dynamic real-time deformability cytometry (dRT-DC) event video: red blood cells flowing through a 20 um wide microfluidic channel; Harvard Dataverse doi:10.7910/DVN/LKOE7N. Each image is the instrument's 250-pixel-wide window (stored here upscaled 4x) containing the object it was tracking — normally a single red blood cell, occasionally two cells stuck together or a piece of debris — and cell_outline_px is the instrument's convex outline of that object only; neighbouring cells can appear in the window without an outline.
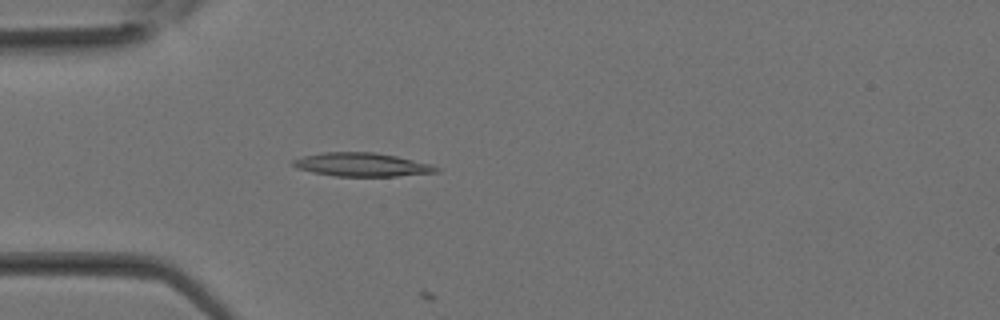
{"species": "Egyptian fruit bat (a non-hibernating species)", "species_latin": "Rousettus aegyptiacus", "temperature_condition": "room temperature", "stored_images_in_passage": 15, "camera_frame_rate_fps": 3000, "um_per_image_px": 0.085, "animal": {"sex": "female"}, "frame": {"image": 1, "passage_image": 10, "time_ms": 3.0, "image_size_px": [1000, 320], "cell_outline_px": [[440, 172], [396, 176], [336, 176], [312, 172], [296, 168], [292, 164], [292, 160], [304, 156], [324, 152], [376, 152], [396, 156], [432, 164], [440, 168]], "centroid_in_image_um": [30.79, 13.99], "position_along_channel_um": 54.2, "area_um2": 19.71}}
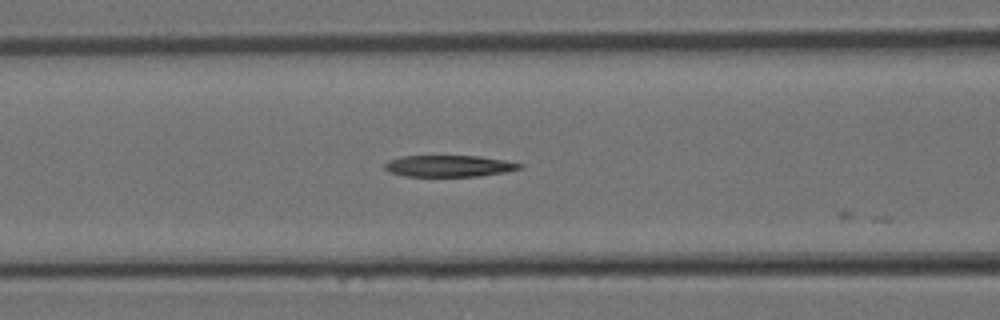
{"frame": {"image": 2, "passage_image": 14, "time_ms": 4.333, "image_size_px": [1000, 320], "cell_outline_px": [[524, 168], [504, 172], [476, 176], [408, 176], [388, 172], [384, 168], [384, 164], [388, 160], [404, 156], [480, 156], [504, 160], [524, 164]], "centroid_in_image_um": [38.18, 14.1], "position_along_channel_um": 128.4, "area_um2": 16.88}}